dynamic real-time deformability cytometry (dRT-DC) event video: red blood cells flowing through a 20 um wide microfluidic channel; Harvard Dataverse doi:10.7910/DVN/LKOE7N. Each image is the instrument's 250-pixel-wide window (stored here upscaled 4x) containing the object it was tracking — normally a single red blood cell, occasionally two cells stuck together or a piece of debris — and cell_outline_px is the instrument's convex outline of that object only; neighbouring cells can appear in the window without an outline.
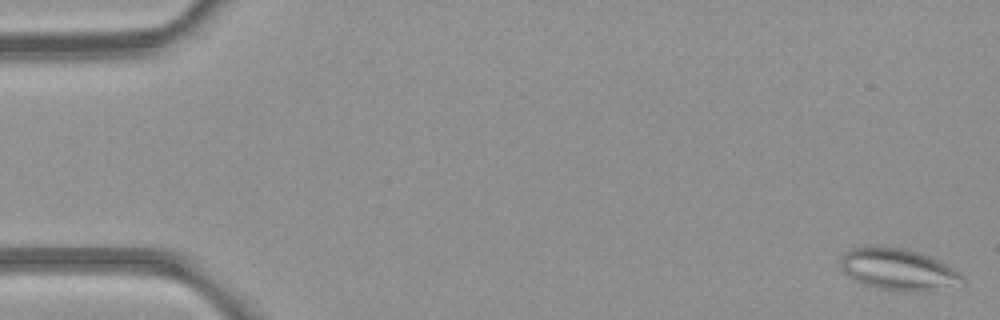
{"species": "common noctule bat (a hibernating species)", "species_latin": "Nyctalus noctula", "temperature_condition": "room temperature", "stored_images_in_passage": 6, "camera_frame_rate_fps": 3000, "um_per_image_px": 0.085, "animal": {"sex": "female", "body_mass_g": 21.9}, "frame": {"image": 1, "passage_image": 1, "time_ms": 0.0, "image_size_px": [1000, 320], "cell_outline_px": [[964, 284], [928, 292], [904, 292], [876, 288], [860, 284], [848, 276], [840, 268], [840, 260], [844, 252], [848, 248], [860, 244], [880, 244], [904, 248], [932, 256], [956, 268], [964, 276]], "centroid_in_image_um": [76.34, 22.87], "position_along_channel_um": 8.7, "area_um2": 31.27}}